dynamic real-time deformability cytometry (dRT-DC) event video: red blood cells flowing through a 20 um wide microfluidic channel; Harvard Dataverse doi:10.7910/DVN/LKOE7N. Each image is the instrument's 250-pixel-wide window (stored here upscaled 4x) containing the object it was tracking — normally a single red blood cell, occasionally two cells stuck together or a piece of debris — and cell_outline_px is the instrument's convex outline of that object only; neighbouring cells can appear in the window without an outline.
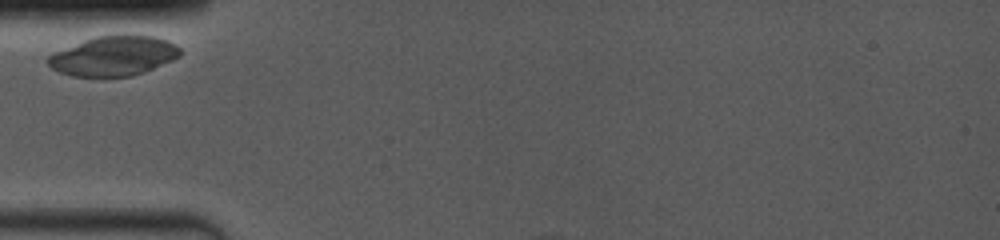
{"species": "common noctule bat (a hibernating species)", "species_latin": "Nyctalus noctula", "temperature_condition": "room temperature", "stored_images_in_passage": 2, "camera_frame_rate_fps": 4000, "um_per_image_px": 0.085, "animal": {"sex": "female", "body_mass_g": 19.0, "forearm_length_mm": 53.3}, "frame": {"image": 1, "passage_image": 1, "time_ms": 0.0, "image_size_px": [1000, 240], "cell_outline_px": [[180, 56], [172, 60], [144, 72], [132, 76], [72, 76], [60, 72], [52, 68], [44, 60], [52, 52], [84, 40], [96, 36], [120, 32], [128, 32], [156, 36], [168, 40], [176, 44], [180, 48]], "centroid_in_image_um": [9.67, 4.7], "position_along_channel_um": 75.3, "area_um2": 31.39}}